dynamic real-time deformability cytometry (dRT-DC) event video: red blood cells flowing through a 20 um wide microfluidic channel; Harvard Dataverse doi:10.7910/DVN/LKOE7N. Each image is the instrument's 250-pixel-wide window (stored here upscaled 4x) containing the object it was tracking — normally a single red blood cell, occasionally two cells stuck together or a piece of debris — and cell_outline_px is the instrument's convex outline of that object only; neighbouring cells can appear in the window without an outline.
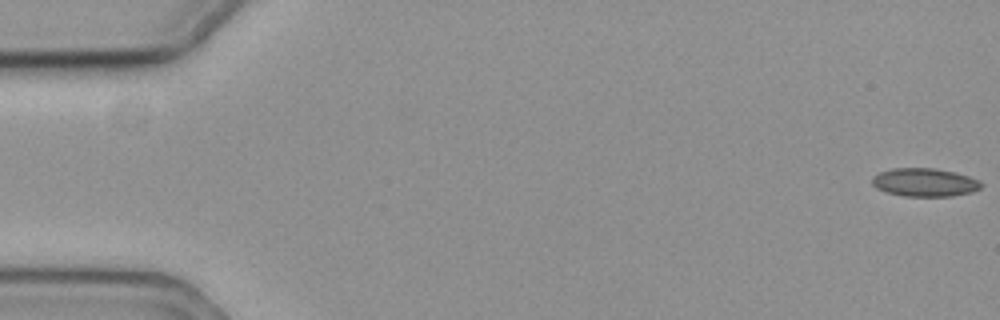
{"species": "common noctule bat (a hibernating species)", "species_latin": "Nyctalus noctula", "temperature_condition": "cold", "stored_images_in_passage": 14, "camera_frame_rate_fps": 3000, "um_per_image_px": 0.085, "animal": {"sex": "female", "body_mass_g": 19.3, "forearm_length_mm": 54.1}, "frame": {"image": 1, "passage_image": 1, "time_ms": 0.0, "image_size_px": [1000, 320], "cell_outline_px": [[984, 184], [980, 188], [972, 192], [952, 196], [904, 196], [888, 192], [876, 188], [872, 184], [872, 176], [880, 172], [892, 168], [936, 168], [956, 172], [980, 180]], "centroid_in_image_um": [78.62, 15.49], "position_along_channel_um": 6.4, "area_um2": 18.09}}